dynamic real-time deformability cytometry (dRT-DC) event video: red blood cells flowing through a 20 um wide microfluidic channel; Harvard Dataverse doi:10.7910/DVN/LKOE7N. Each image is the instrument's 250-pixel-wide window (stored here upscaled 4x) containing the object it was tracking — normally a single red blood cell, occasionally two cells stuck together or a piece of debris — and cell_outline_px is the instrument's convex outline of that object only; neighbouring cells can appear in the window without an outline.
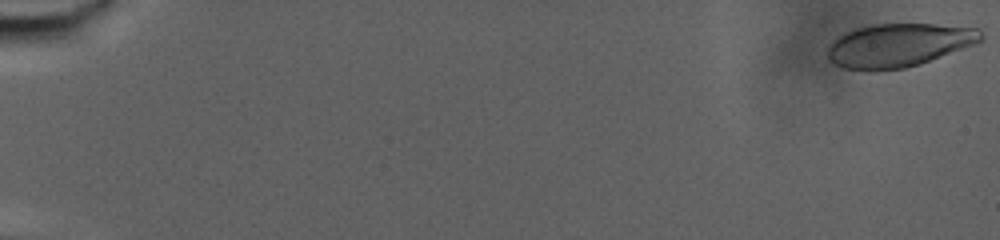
{"species": "human", "species_latin": "Homo sapiens", "temperature_condition": "warm", "stored_images_in_passage": 24, "camera_frame_rate_fps": 3000, "um_per_image_px": 0.085, "donor": {"sex": "male"}, "frame": {"image": 1, "passage_image": 1, "time_ms": 0.0, "image_size_px": [1000, 240], "cell_outline_px": [[984, 40], [976, 44], [920, 64], [904, 68], [876, 72], [868, 72], [844, 68], [828, 60], [828, 44], [832, 40], [856, 28], [872, 24], [936, 24], [980, 28], [984, 36]], "centroid_in_image_um": [76.4, 3.86], "position_along_channel_um": 8.6, "area_um2": 39.36}}
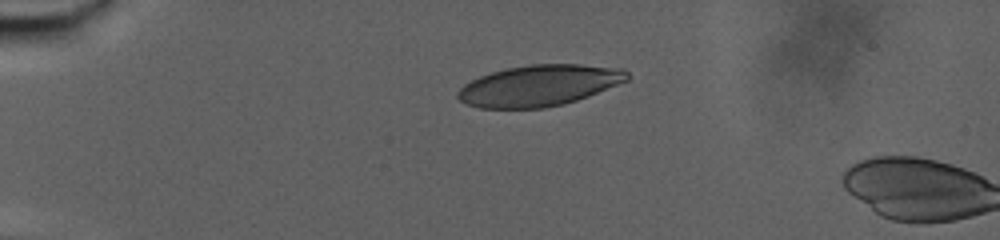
{"frame": {"image": 2, "passage_image": 20, "time_ms": 6.333, "image_size_px": [1000, 240], "cell_outline_px": [[628, 80], [588, 96], [564, 104], [544, 108], [480, 108], [468, 104], [460, 100], [456, 96], [456, 92], [464, 84], [480, 76], [492, 72], [508, 68], [532, 64], [580, 64], [624, 68], [628, 72]], "centroid_in_image_um": [45.83, 7.27], "position_along_channel_um": 39.2, "area_um2": 40.46}}